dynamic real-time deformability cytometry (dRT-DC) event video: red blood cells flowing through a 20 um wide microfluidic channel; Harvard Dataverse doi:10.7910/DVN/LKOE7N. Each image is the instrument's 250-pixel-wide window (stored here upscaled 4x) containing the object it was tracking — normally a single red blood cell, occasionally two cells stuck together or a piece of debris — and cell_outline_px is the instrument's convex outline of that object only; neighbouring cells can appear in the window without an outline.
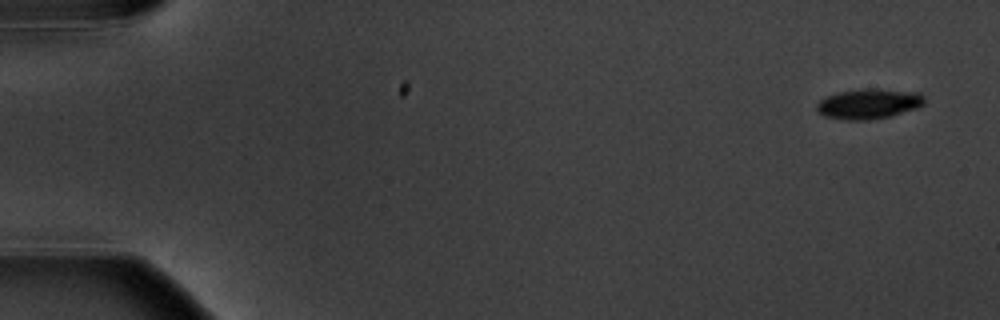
{"species": "common noctule bat (a hibernating species)", "species_latin": "Nyctalus noctula", "temperature_condition": "warm", "stored_images_in_passage": 9, "camera_frame_rate_fps": 3000, "um_per_image_px": 0.085, "animal": {"sex": "male", "body_mass_g": 20.1, "forearm_length_mm": 53.5}, "frame": {"image": 1, "passage_image": 1, "time_ms": 0.0, "image_size_px": [1000, 320], "cell_outline_px": [[924, 104], [916, 108], [892, 116], [868, 120], [848, 120], [824, 116], [816, 108], [816, 104], [824, 96], [840, 92], [860, 88], [876, 88], [920, 92], [924, 96]], "centroid_in_image_um": [73.85, 8.81], "position_along_channel_um": 11.1, "area_um2": 19.13}}
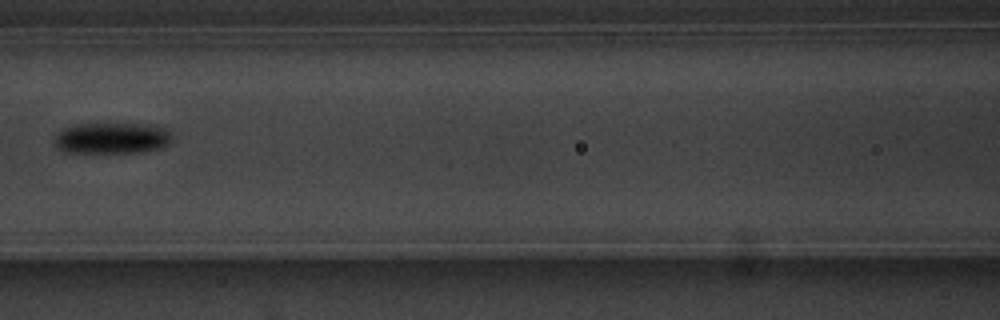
{"frame": {"image": 2, "passage_image": 7, "time_ms": 8.0, "image_size_px": [1000, 320], "cell_outline_px": [[168, 144], [160, 148], [140, 152], [60, 152], [56, 148], [56, 136], [64, 128], [76, 124], [148, 124], [164, 128], [168, 132]], "centroid_in_image_um": [9.46, 11.74], "position_along_channel_um": 157.1, "area_um2": 20.92}}
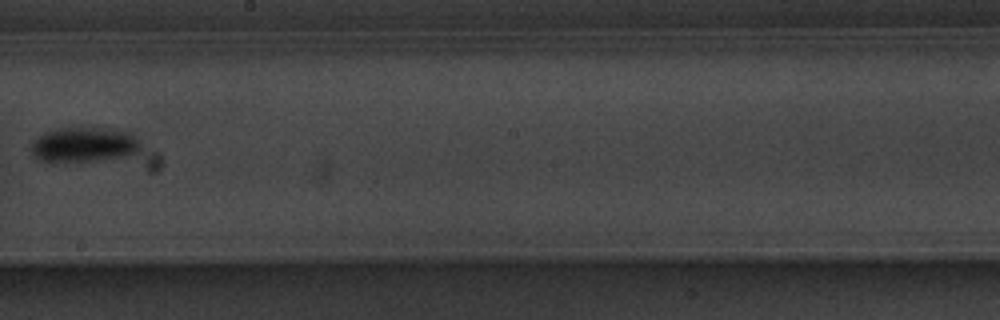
{"frame": {"image": 3, "passage_image": 9, "time_ms": 10.333, "image_size_px": [1000, 320], "cell_outline_px": [[140, 148], [136, 152], [128, 156], [96, 160], [52, 164], [40, 160], [32, 152], [32, 140], [44, 132], [60, 128], [108, 128], [128, 132], [136, 136], [140, 140]], "centroid_in_image_um": [7.12, 12.31], "position_along_channel_um": 241.1, "area_um2": 22.6}}